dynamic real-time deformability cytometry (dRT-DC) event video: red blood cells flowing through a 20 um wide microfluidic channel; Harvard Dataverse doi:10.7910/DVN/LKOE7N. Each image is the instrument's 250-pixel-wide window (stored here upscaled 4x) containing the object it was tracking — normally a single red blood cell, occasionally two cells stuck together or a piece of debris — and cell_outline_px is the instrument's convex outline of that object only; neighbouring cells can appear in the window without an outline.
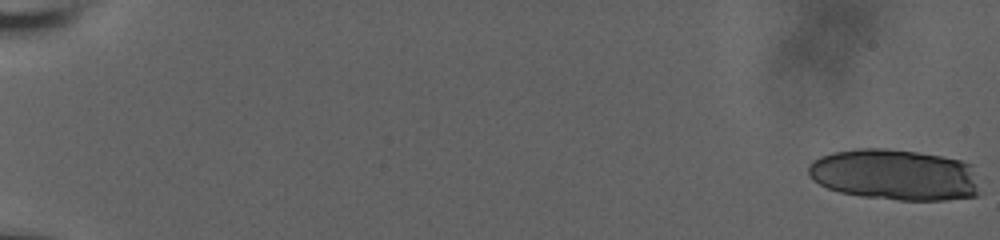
{"species": "human", "species_latin": "Homo sapiens", "temperature_condition": "room temperature", "stored_images_in_passage": 23, "camera_frame_rate_fps": 3000, "um_per_image_px": 0.085, "donor": {"sex": "male"}, "frame": {"image": 1, "passage_image": 1, "time_ms": 0.0, "image_size_px": [1000, 240], "cell_outline_px": [[984, 192], [976, 196], [944, 200], [900, 200], [860, 196], [840, 192], [828, 188], [812, 180], [808, 172], [808, 164], [812, 160], [820, 156], [832, 152], [856, 148], [888, 148], [920, 152], [960, 160], [972, 164]], "centroid_in_image_um": [76.11, 14.85], "position_along_channel_um": 8.9, "area_um2": 52.02}}
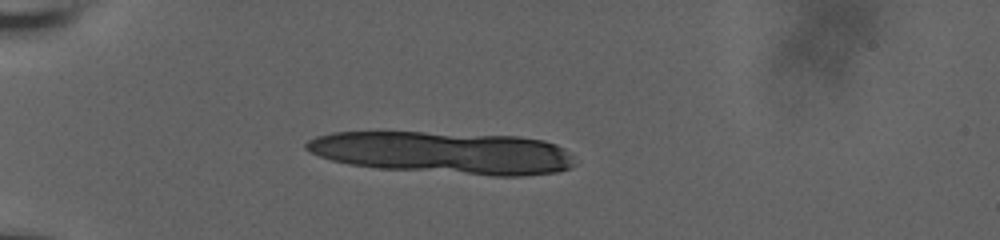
{"frame": {"image": 2, "passage_image": 19, "time_ms": 6.0, "image_size_px": [1000, 240], "cell_outline_px": [[576, 164], [568, 168], [556, 172], [524, 176], [492, 176], [380, 168], [348, 164], [332, 160], [320, 156], [304, 148], [304, 144], [308, 140], [316, 136], [332, 132], [424, 132], [520, 136], [544, 140], [556, 144], [564, 148], [572, 156]], "centroid_in_image_um": [37.73, 12.97], "position_along_channel_um": 47.3, "area_um2": 66.47}}